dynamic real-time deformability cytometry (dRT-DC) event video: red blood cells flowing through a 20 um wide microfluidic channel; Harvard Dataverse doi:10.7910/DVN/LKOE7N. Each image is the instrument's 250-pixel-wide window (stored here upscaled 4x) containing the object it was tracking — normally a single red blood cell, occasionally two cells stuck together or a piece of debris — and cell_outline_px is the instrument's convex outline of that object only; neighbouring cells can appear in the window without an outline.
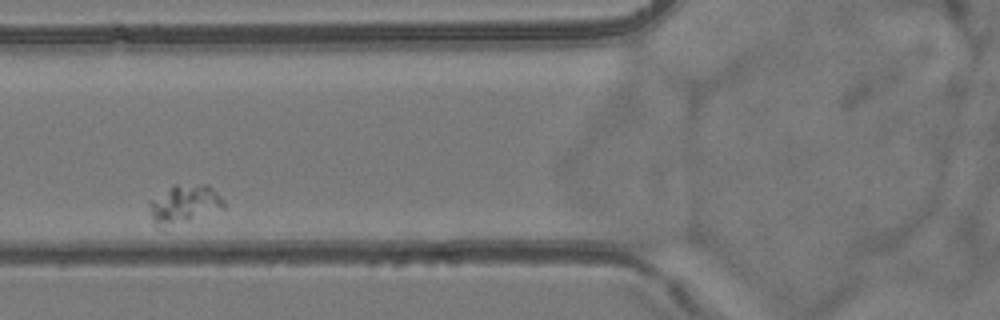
{"species": "common noctule bat (a hibernating species)", "species_latin": "Nyctalus noctula", "temperature_condition": "room temperature", "stored_images_in_passage": 32, "camera_frame_rate_fps": 3000, "um_per_image_px": 0.085, "animal": {"sex": "female", "body_mass_g": 24.6, "forearm_length_mm": 56.2}, "frame": {"image": 1, "passage_image": 8, "time_ms": 2.333, "image_size_px": [1000, 320], "cell_outline_px": [[224, 208], [164, 232], [156, 228], [148, 212], [148, 200], [172, 184], [208, 184], [224, 200]], "centroid_in_image_um": [15.55, 17.42], "position_along_channel_um": 110.2, "area_um2": 18.03}}
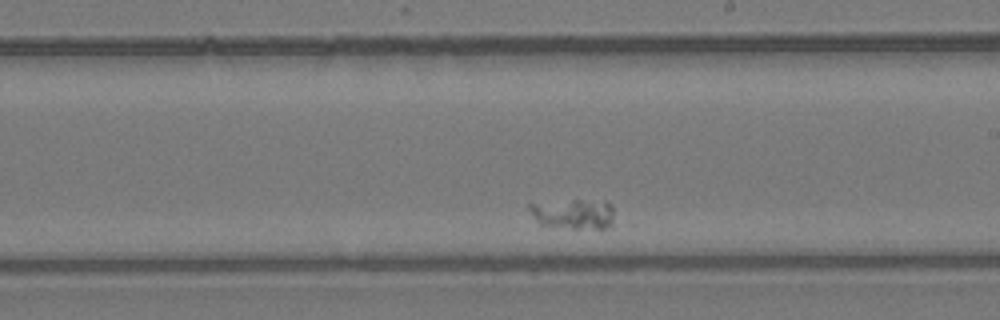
{"frame": {"image": 2, "passage_image": 20, "time_ms": 6.333, "image_size_px": [1000, 320], "cell_outline_px": [[612, 224], [604, 228], [572, 228], [540, 224], [536, 220], [528, 208], [528, 204], [572, 200], [604, 200], [612, 204]], "centroid_in_image_um": [48.76, 18.16], "position_along_channel_um": 240.2, "area_um2": 14.68}}
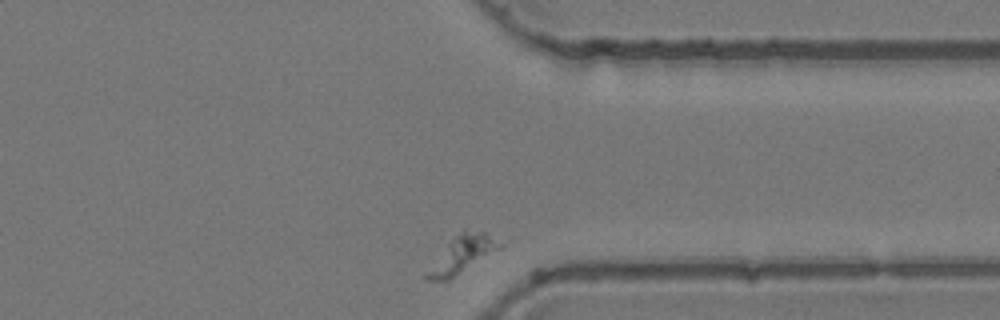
{"frame": {"image": 3, "passage_image": 32, "time_ms": 10.333, "image_size_px": [1000, 320], "cell_outline_px": [[504, 244], [500, 248], [448, 280], [424, 280], [424, 276], [452, 240], [464, 228], [484, 232]], "centroid_in_image_um": [39.32, 21.61], "position_along_channel_um": 372.1, "area_um2": 14.74}}